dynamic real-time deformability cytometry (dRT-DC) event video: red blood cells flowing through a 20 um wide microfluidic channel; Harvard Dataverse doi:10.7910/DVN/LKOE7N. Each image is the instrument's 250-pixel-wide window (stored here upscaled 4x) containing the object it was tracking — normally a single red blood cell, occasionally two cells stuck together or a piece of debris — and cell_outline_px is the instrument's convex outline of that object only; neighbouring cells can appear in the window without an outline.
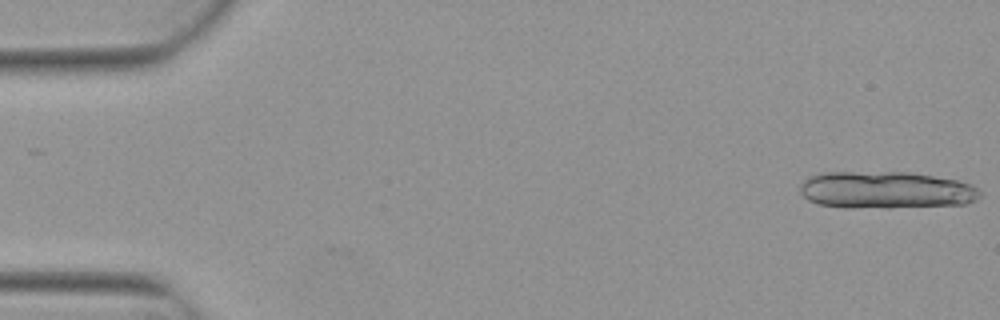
{"species": "Egyptian fruit bat (a non-hibernating species)", "species_latin": "Rousettus aegyptiacus", "temperature_condition": "warm", "stored_images_in_passage": 5, "camera_frame_rate_fps": 3000, "um_per_image_px": 0.085, "animal": {"sex": "female"}, "frame": {"image": 1, "passage_image": 1, "time_ms": 0.0, "image_size_px": [1000, 320], "cell_outline_px": [[984, 192], [976, 200], [964, 204], [888, 208], [844, 208], [816, 204], [808, 200], [800, 192], [800, 184], [808, 176], [820, 172], [908, 172], [956, 180], [972, 184]], "centroid_in_image_um": [75.28, 16.16], "position_along_channel_um": 9.7, "area_um2": 39.54}}